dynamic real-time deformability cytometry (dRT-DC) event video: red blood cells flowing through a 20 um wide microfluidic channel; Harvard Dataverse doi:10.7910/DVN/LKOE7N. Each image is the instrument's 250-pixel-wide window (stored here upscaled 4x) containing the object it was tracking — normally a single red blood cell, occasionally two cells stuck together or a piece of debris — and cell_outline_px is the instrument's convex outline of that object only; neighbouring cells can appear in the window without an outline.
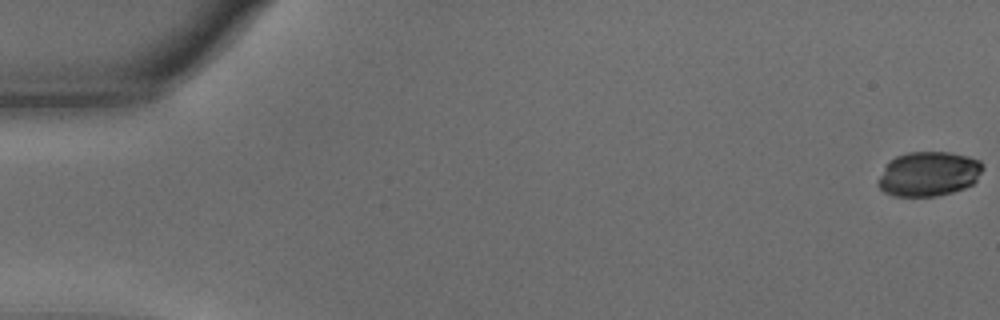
{"species": "common noctule bat (a hibernating species)", "species_latin": "Nyctalus noctula", "temperature_condition": "warm", "stored_images_in_passage": 15, "camera_frame_rate_fps": 3000, "um_per_image_px": 0.085, "animal": {"sex": "male", "body_mass_g": 15.6}, "frame": {"image": 1, "passage_image": 1, "time_ms": 0.0, "image_size_px": [1000, 320], "cell_outline_px": [[984, 168], [976, 180], [972, 184], [964, 188], [952, 192], [936, 196], [892, 196], [884, 192], [876, 184], [876, 180], [888, 160], [896, 156], [908, 152], [948, 152], [968, 156], [980, 160]], "centroid_in_image_um": [78.9, 14.78], "position_along_channel_um": 6.1, "area_um2": 27.51}}
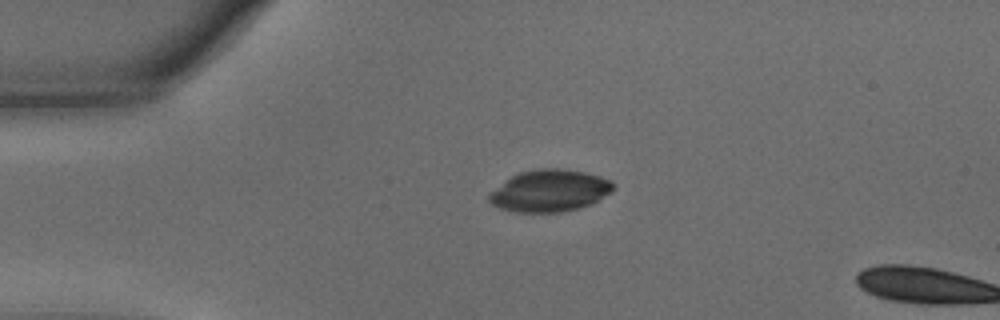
{"frame": {"image": 2, "passage_image": 14, "time_ms": 4.333, "image_size_px": [1000, 320], "cell_outline_px": [[616, 188], [612, 192], [592, 204], [580, 208], [560, 212], [516, 212], [500, 208], [492, 204], [488, 200], [488, 196], [492, 192], [512, 176], [520, 172], [540, 168], [560, 168], [584, 172], [600, 176], [612, 180]], "centroid_in_image_um": [46.79, 16.21], "position_along_channel_um": 38.2, "area_um2": 30.29}}